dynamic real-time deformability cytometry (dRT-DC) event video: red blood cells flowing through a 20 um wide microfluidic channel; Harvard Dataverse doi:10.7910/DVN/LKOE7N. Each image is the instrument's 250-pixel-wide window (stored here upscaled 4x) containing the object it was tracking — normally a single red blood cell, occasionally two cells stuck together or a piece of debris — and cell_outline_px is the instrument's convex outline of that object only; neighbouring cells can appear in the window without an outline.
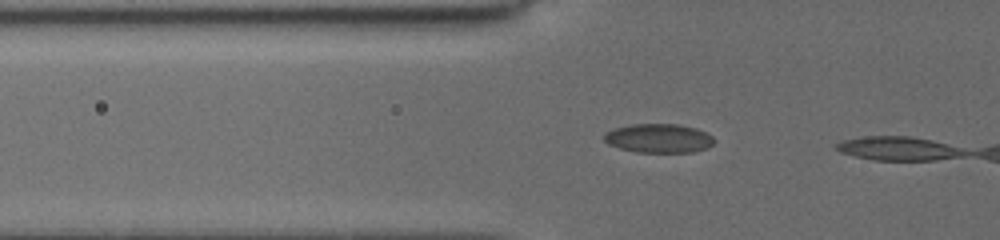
{"species": "common noctule bat (a hibernating species)", "species_latin": "Nyctalus noctula", "temperature_condition": "cold", "stored_images_in_passage": 5, "camera_frame_rate_fps": 3000, "um_per_image_px": 0.085, "animal": {"sex": "female", "body_mass_g": 19.5, "forearm_length_mm": 54.1}, "frame": {"image": 1, "passage_image": 4, "time_ms": 1.333, "image_size_px": [1000, 240], "cell_outline_px": [[716, 140], [708, 148], [692, 152], [636, 152], [620, 148], [608, 144], [604, 140], [604, 132], [616, 128], [632, 124], [676, 124], [696, 128], [712, 136]], "centroid_in_image_um": [55.99, 11.75], "position_along_channel_um": 69.8, "area_um2": 18.55}}